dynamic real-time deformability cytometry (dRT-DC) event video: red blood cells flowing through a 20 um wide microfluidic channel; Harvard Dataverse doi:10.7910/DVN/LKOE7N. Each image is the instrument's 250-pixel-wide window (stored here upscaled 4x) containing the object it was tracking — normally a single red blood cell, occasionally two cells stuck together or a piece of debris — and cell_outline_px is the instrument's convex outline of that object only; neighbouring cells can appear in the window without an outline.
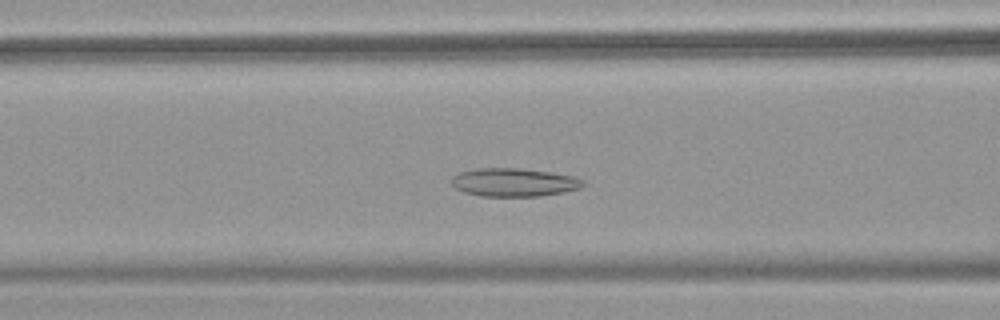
{"species": "common noctule bat (a hibernating species)", "species_latin": "Nyctalus noctula", "temperature_condition": "warm", "stored_images_in_passage": 37, "camera_frame_rate_fps": 3000, "um_per_image_px": 0.085, "animal": {"sex": "female", "body_mass_g": 18.4}, "frame": {"image": 1, "passage_image": 6, "time_ms": 1.667, "image_size_px": [1000, 320], "cell_outline_px": [[584, 184], [580, 188], [564, 192], [540, 196], [480, 196], [464, 192], [456, 188], [452, 184], [452, 176], [460, 172], [476, 168], [516, 168], [552, 172], [572, 176], [584, 180]], "centroid_in_image_um": [43.68, 15.5], "position_along_channel_um": 122.9, "area_um2": 21.68}}
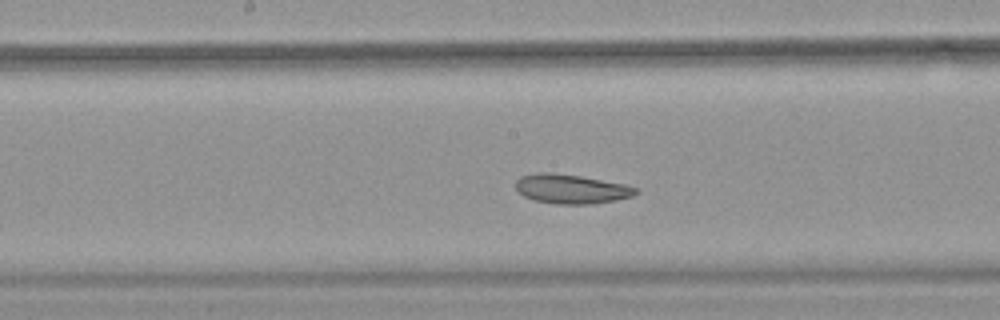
{"frame": {"image": 2, "passage_image": 12, "time_ms": 3.667, "image_size_px": [1000, 320], "cell_outline_px": [[640, 192], [632, 196], [616, 200], [592, 204], [556, 204], [532, 200], [516, 192], [516, 180], [520, 176], [536, 172], [548, 172], [580, 176], [624, 184], [636, 188]], "centroid_in_image_um": [48.51, 16.06], "position_along_channel_um": 199.7, "area_um2": 20.63}}
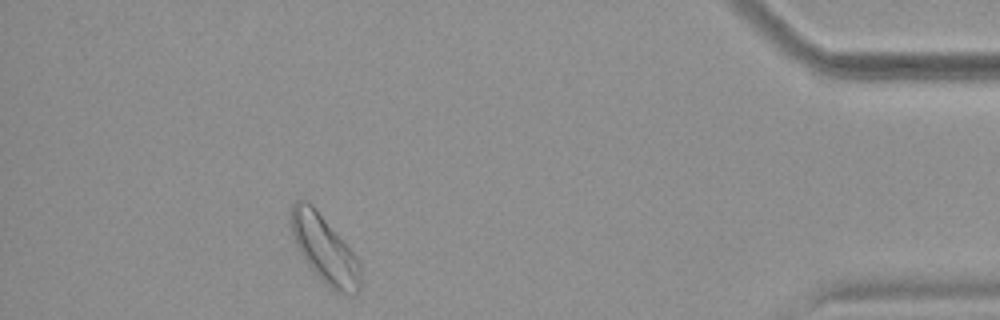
{"frame": {"image": 3, "passage_image": 32, "time_ms": 10.333, "image_size_px": [1000, 320], "cell_outline_px": [[360, 288], [356, 292], [336, 292], [328, 288], [324, 284], [308, 264], [300, 252], [292, 236], [288, 220], [292, 204], [296, 200], [304, 200], [312, 204], [356, 256], [360, 264]], "centroid_in_image_um": [27.53, 21.15], "position_along_channel_um": 407.7, "area_um2": 27.05}, "authors_computed_cell_mechanics": {"area_um2": 21.3282, "velocity_mm_per_s": 3.8481, "shape_relaxation_time_tau1_ms": null, "shape_relaxation_time_tau2_ms": 6.9159, "deformation_change_tau1": null, "deformation_change_tau2": 0.1373}}